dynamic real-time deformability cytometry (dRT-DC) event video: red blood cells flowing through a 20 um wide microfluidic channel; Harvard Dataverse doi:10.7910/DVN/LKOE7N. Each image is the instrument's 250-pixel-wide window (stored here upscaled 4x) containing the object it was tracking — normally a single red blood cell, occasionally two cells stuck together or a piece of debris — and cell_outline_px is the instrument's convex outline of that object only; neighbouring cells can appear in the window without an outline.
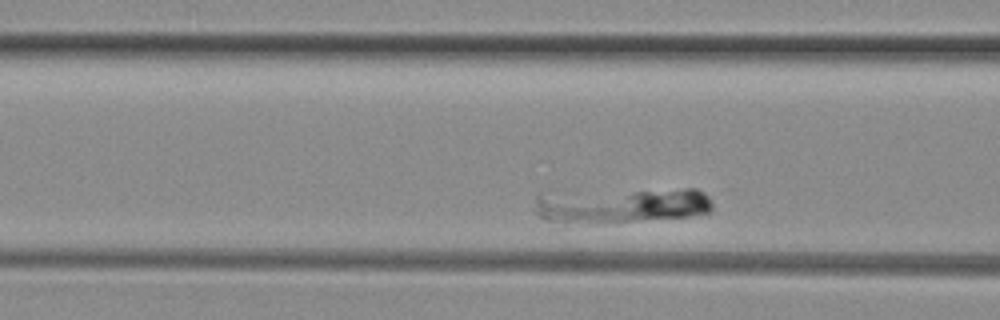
{"species": "common noctule bat (a hibernating species)", "species_latin": "Nyctalus noctula", "temperature_condition": "room temperature", "stored_images_in_passage": 30, "camera_frame_rate_fps": 3000, "um_per_image_px": 0.085, "animal": {"sex": "female", "body_mass_g": 29.2, "forearm_length_mm": 56.3}, "frame": {"image": 1, "passage_image": 5, "time_ms": 1.333, "image_size_px": [1000, 320], "cell_outline_px": [[712, 212], [692, 216], [596, 224], [548, 220], [540, 216], [536, 212], [536, 192], [684, 188], [696, 188], [704, 192], [712, 200]], "centroid_in_image_um": [52.85, 17.42], "position_along_channel_um": 113.8, "area_um2": 37.51}}
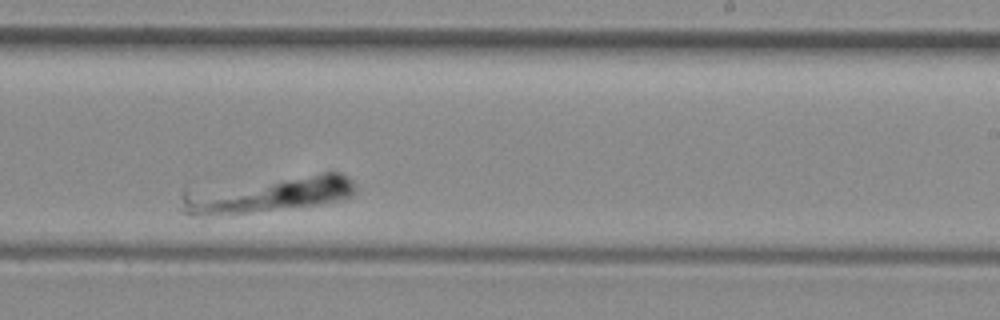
{"frame": {"image": 2, "passage_image": 19, "time_ms": 6.0, "image_size_px": [1000, 320], "cell_outline_px": [[356, 192], [352, 196], [320, 204], [244, 212], [196, 216], [192, 216], [180, 212], [180, 196], [184, 188], [324, 172], [340, 172], [348, 176], [356, 184]], "centroid_in_image_um": [22.66, 16.49], "position_along_channel_um": 266.3, "area_um2": 37.11}}
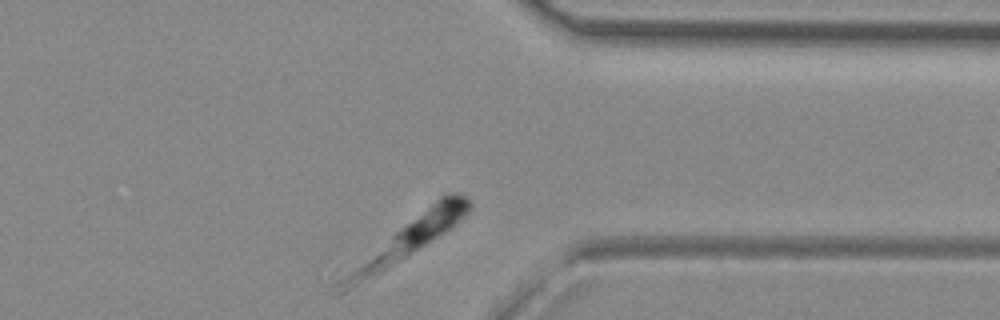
{"frame": {"image": 3, "passage_image": 30, "time_ms": 9.667, "image_size_px": [1000, 320], "cell_outline_px": [[472, 208], [460, 220], [444, 232], [380, 272], [352, 288], [336, 296], [332, 284], [336, 280], [400, 228], [440, 196], [448, 192], [456, 192], [468, 196], [472, 200]], "centroid_in_image_um": [34.65, 20.31], "position_along_channel_um": 376.7, "area_um2": 28.26}}